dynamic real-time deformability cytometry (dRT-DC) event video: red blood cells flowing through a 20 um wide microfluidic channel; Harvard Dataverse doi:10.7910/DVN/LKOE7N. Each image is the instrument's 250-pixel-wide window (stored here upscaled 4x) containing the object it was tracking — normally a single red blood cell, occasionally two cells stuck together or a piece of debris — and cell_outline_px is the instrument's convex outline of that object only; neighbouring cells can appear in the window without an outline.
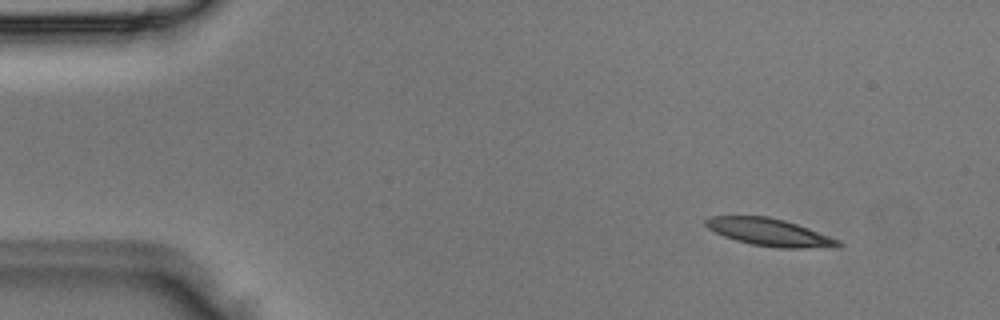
{"species": "Egyptian fruit bat (a non-hibernating species)", "species_latin": "Rousettus aegyptiacus", "temperature_condition": "room temperature", "stored_images_in_passage": 4, "camera_frame_rate_fps": 3000, "um_per_image_px": 0.085, "animal": {"sex": "male"}, "frame": {"image": 1, "passage_image": 1, "time_ms": 0.0, "image_size_px": [1000, 320], "cell_outline_px": [[844, 244], [840, 248], [776, 248], [752, 244], [736, 240], [724, 236], [708, 228], [704, 224], [704, 220], [708, 216], [768, 216], [784, 220], [808, 228], [840, 240]], "centroid_in_image_um": [65.45, 19.75], "position_along_channel_um": 19.5, "area_um2": 21.33}}
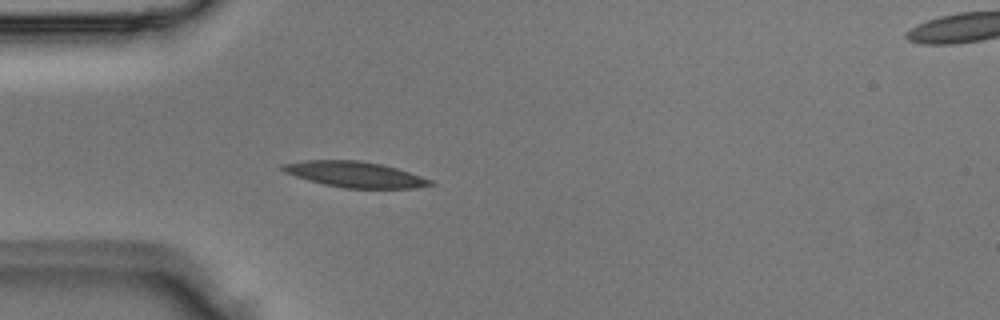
{"frame": {"image": 2, "passage_image": 3, "time_ms": 0.667, "image_size_px": [1000, 320], "cell_outline_px": [[436, 184], [416, 188], [344, 188], [324, 184], [308, 180], [284, 172], [280, 168], [280, 164], [304, 160], [360, 160], [380, 164], [396, 168], [432, 180]], "centroid_in_image_um": [30.14, 14.82], "position_along_channel_um": 54.9, "area_um2": 22.08}}